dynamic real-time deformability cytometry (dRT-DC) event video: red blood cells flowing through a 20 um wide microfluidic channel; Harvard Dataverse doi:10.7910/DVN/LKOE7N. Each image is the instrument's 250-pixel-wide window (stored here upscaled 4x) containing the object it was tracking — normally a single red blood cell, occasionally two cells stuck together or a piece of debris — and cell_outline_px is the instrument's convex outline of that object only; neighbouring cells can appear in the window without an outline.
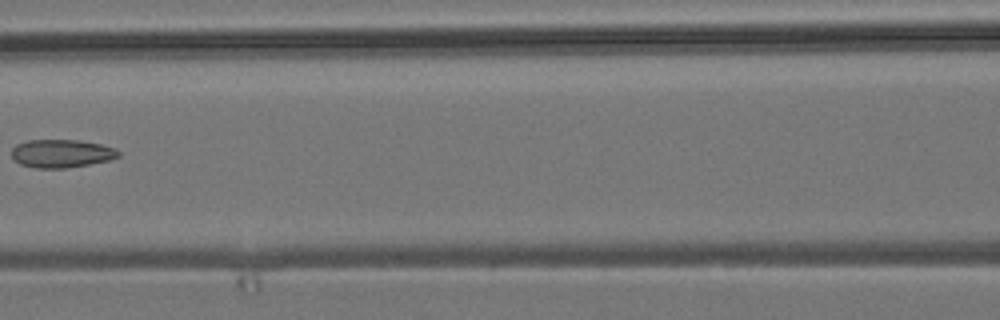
{"species": "common noctule bat (a hibernating species)", "species_latin": "Nyctalus noctula", "temperature_condition": "room temperature", "stored_images_in_passage": 8, "camera_frame_rate_fps": 3000, "um_per_image_px": 0.085, "animal": {"sex": "male", "body_mass_g": 19.2, "forearm_length_mm": 51.8}, "frame": {"image": 1, "passage_image": 6, "time_ms": 7.667, "image_size_px": [1000, 320], "cell_outline_px": [[120, 156], [112, 160], [64, 168], [36, 168], [20, 164], [12, 156], [12, 148], [16, 144], [28, 140], [76, 140], [100, 144], [116, 148], [120, 152]], "centroid_in_image_um": [5.25, 13.04], "position_along_channel_um": 161.4, "area_um2": 17.51}}
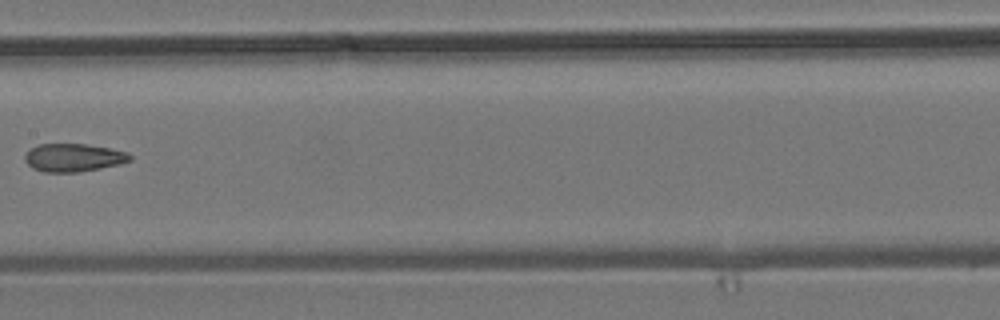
{"frame": {"image": 2, "passage_image": 7, "time_ms": 8.667, "image_size_px": [1000, 320], "cell_outline_px": [[132, 160], [120, 164], [80, 172], [44, 172], [32, 168], [24, 160], [24, 156], [32, 148], [40, 144], [84, 144], [108, 148], [128, 152], [132, 156]], "centroid_in_image_um": [6.26, 13.4], "position_along_channel_um": 201.1, "area_um2": 17.11}}
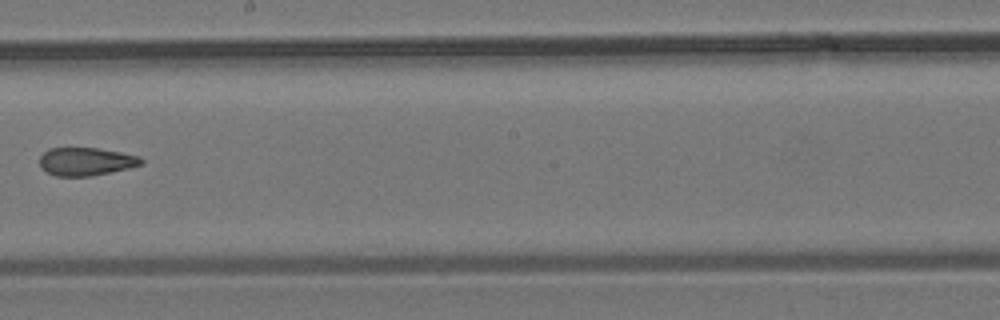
{"frame": {"image": 3, "passage_image": 8, "time_ms": 9.667, "image_size_px": [1000, 320], "cell_outline_px": [[144, 164], [112, 172], [92, 176], [56, 176], [48, 172], [40, 164], [40, 156], [48, 148], [96, 148], [120, 152], [140, 156], [144, 160]], "centroid_in_image_um": [7.35, 13.73], "position_along_channel_um": 240.9, "area_um2": 16.59}}